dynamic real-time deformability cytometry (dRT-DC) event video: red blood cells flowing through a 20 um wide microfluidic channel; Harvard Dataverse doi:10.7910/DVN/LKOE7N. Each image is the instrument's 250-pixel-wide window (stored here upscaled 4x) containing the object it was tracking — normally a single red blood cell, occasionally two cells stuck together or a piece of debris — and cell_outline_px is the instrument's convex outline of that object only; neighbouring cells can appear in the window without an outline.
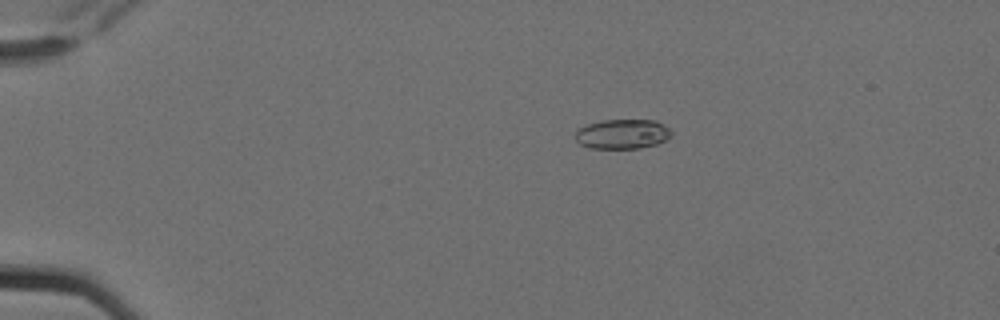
{"species": "Egyptian fruit bat (a non-hibernating species)", "species_latin": "Rousettus aegyptiacus", "temperature_condition": "cold", "stored_images_in_passage": 5, "camera_frame_rate_fps": 3000, "um_per_image_px": 0.085, "animal": {"sex": "female"}, "frame": {"image": 1, "passage_image": 4, "time_ms": 1.0, "image_size_px": [1000, 320], "cell_outline_px": [[672, 136], [656, 144], [640, 148], [592, 148], [580, 144], [576, 140], [576, 132], [580, 128], [588, 124], [600, 120], [656, 120], [664, 124], [672, 132]], "centroid_in_image_um": [52.93, 11.38], "position_along_channel_um": 32.1, "area_um2": 16.53}}